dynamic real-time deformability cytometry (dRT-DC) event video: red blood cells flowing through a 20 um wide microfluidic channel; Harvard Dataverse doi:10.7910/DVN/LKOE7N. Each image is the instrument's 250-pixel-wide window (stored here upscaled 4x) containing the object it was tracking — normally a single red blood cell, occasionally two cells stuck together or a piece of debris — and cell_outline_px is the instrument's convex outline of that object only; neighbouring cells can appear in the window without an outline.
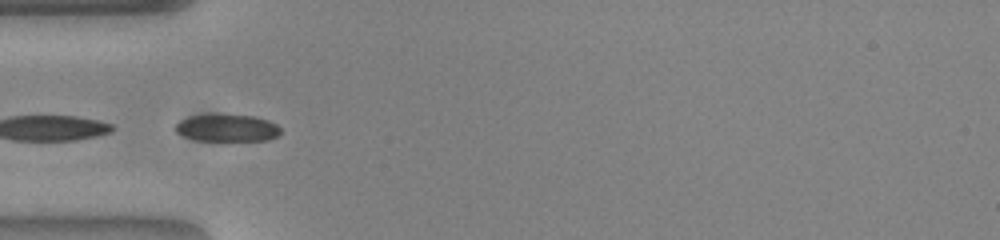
{"species": "common noctule bat (a hibernating species)", "species_latin": "Nyctalus noctula", "temperature_condition": "warm", "stored_images_in_passage": 4, "camera_frame_rate_fps": 3000, "um_per_image_px": 0.085, "animal": {"sex": "female", "body_mass_g": 23.0, "forearm_length_mm": 53.4}, "frame": {"image": 1, "passage_image": 2, "time_ms": 0.333, "image_size_px": [1000, 240], "cell_outline_px": [[280, 132], [276, 136], [268, 140], [196, 140], [184, 136], [176, 132], [172, 128], [180, 120], [188, 116], [256, 116], [268, 120], [276, 124], [280, 128]], "centroid_in_image_um": [19.28, 10.89], "position_along_channel_um": 65.7, "area_um2": 16.24}}